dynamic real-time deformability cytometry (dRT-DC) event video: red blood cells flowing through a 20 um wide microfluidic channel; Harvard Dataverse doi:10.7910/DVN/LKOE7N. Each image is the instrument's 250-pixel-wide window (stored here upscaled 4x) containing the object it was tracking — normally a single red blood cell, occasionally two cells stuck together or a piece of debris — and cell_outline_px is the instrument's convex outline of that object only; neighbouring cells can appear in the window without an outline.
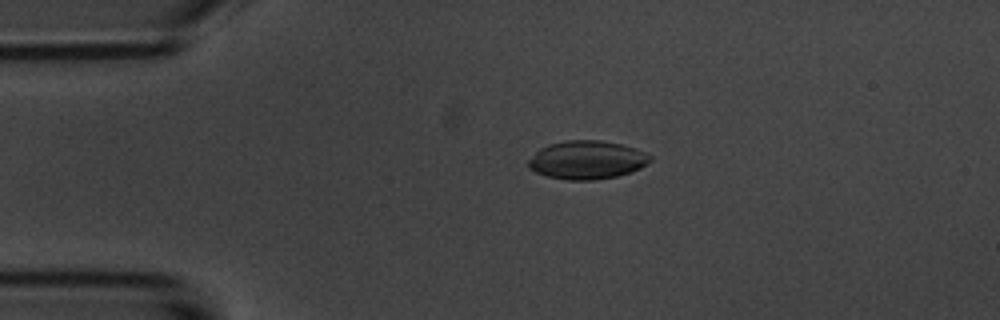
{"species": "common noctule bat (a hibernating species)", "species_latin": "Nyctalus noctula", "temperature_condition": "room temperature", "stored_images_in_passage": 4, "camera_frame_rate_fps": 3000, "um_per_image_px": 0.085, "animal": {"sex": "male", "body_mass_g": 20.1, "forearm_length_mm": 53.5}, "frame": {"image": 1, "passage_image": 3, "time_ms": 2.333, "image_size_px": [1000, 320], "cell_outline_px": [[652, 160], [640, 168], [616, 176], [596, 180], [568, 180], [544, 176], [528, 168], [528, 160], [540, 148], [548, 144], [568, 140], [600, 140], [620, 144], [636, 148], [652, 156]], "centroid_in_image_um": [49.87, 13.59], "position_along_channel_um": 35.1, "area_um2": 27.28}}